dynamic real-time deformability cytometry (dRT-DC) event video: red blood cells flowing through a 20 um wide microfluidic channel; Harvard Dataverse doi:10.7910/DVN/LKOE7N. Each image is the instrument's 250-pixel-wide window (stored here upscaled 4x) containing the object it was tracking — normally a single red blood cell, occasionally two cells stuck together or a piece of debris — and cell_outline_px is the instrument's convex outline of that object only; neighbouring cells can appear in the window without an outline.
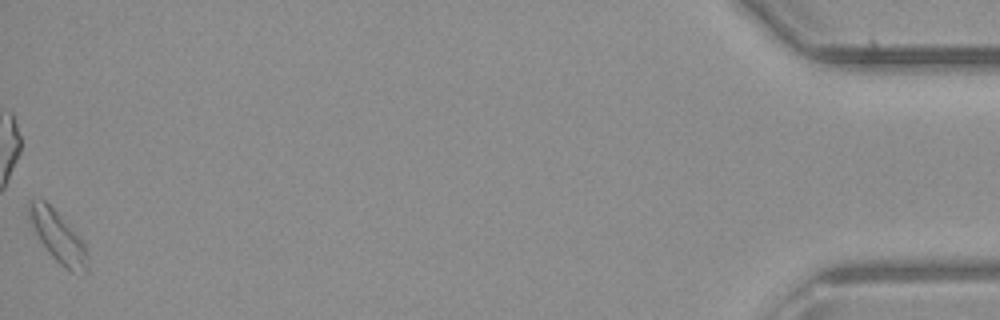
{"species": "common noctule bat (a hibernating species)", "species_latin": "Nyctalus noctula", "temperature_condition": "room temperature", "stored_images_in_passage": 37, "camera_frame_rate_fps": 3000, "um_per_image_px": 0.085, "animal": {"sex": "male", "body_mass_g": 23.1, "forearm_length_mm": 52.7}, "frame": {"image": 1, "passage_image": 37, "time_ms": 12.0, "image_size_px": [1000, 320], "cell_outline_px": [[88, 272], [72, 272], [64, 268], [52, 256], [40, 240], [28, 216], [28, 200], [44, 200], [84, 240], [88, 264]], "centroid_in_image_um": [4.95, 20.13], "position_along_channel_um": 430.2, "area_um2": 17.05}}